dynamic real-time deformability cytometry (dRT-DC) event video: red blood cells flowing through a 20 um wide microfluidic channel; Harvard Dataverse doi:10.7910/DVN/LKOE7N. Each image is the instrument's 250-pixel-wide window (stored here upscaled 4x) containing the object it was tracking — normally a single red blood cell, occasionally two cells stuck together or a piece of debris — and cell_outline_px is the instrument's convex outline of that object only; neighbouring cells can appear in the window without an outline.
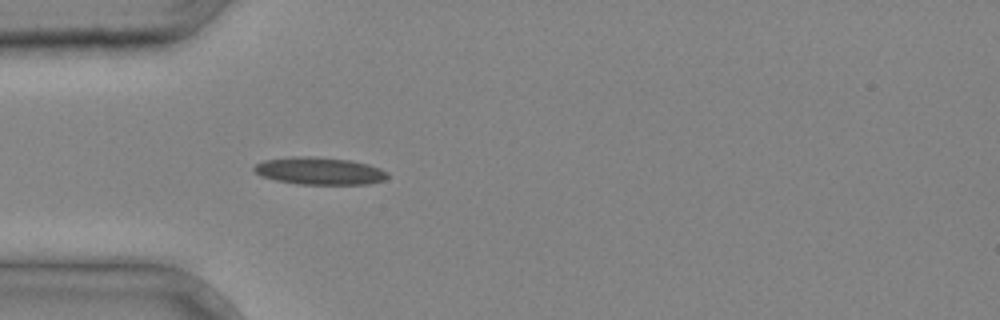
{"species": "common noctule bat (a hibernating species)", "species_latin": "Nyctalus noctula", "temperature_condition": "cold", "stored_images_in_passage": 4, "camera_frame_rate_fps": 3000, "um_per_image_px": 0.085, "animal": {"sex": "male", "body_mass_g": 20.4}, "frame": {"image": 1, "passage_image": 4, "time_ms": 1.0, "image_size_px": [1000, 320], "cell_outline_px": [[388, 176], [384, 180], [368, 184], [296, 184], [276, 180], [260, 176], [252, 168], [256, 164], [264, 160], [292, 156], [312, 156], [348, 160], [368, 164], [380, 168], [388, 172]], "centroid_in_image_um": [27.14, 14.53], "position_along_channel_um": 57.9, "area_um2": 21.33}}